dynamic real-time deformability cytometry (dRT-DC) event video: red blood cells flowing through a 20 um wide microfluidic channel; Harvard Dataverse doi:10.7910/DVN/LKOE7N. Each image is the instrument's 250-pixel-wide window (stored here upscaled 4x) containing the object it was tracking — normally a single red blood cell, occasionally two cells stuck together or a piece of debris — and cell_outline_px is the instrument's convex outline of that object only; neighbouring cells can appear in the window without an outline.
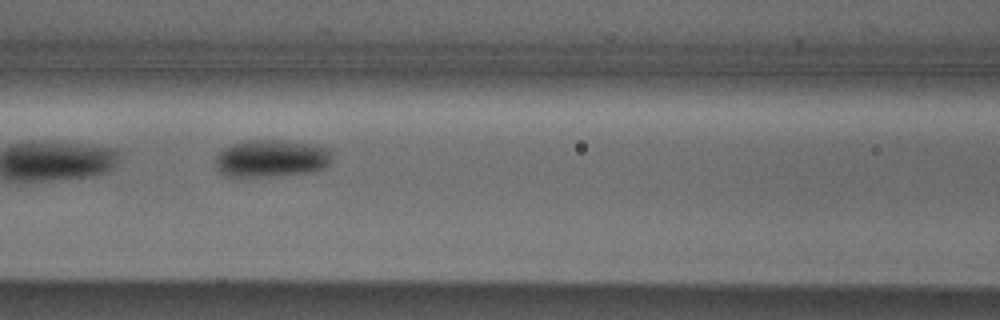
{"species": "Egyptian fruit bat (a non-hibernating species)", "species_latin": "Rousettus aegyptiacus", "temperature_condition": "cold", "stored_images_in_passage": 9, "camera_frame_rate_fps": 3000, "um_per_image_px": 0.085, "animal": {"sex": "male"}, "frame": {"image": 1, "passage_image": 7, "time_ms": 2.0, "image_size_px": [1000, 320], "cell_outline_px": [[332, 160], [324, 168], [308, 172], [256, 176], [224, 176], [216, 168], [216, 156], [224, 148], [232, 144], [244, 140], [284, 140], [316, 144], [332, 148]], "centroid_in_image_um": [23.1, 13.43], "position_along_channel_um": 143.5, "area_um2": 25.43}}
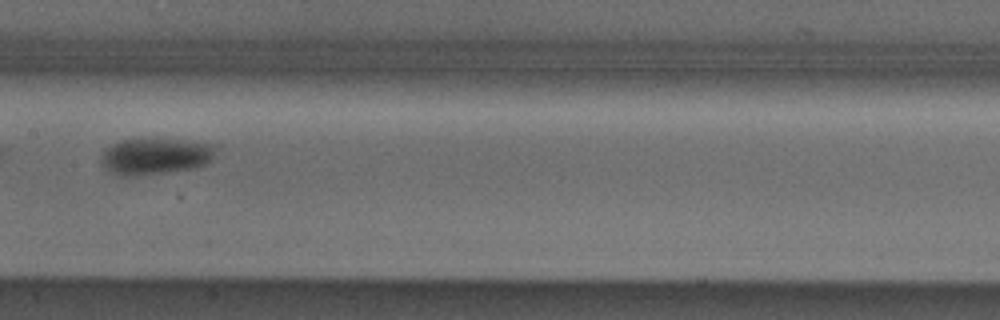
{"frame": {"image": 2, "passage_image": 8, "time_ms": 2.333, "image_size_px": [1000, 320], "cell_outline_px": [[220, 144], [212, 160], [204, 164], [192, 168], [136, 176], [120, 176], [112, 172], [100, 160], [104, 148], [120, 140], [180, 140]], "centroid_in_image_um": [13.25, 13.27], "position_along_channel_um": 194.1, "area_um2": 24.1}}
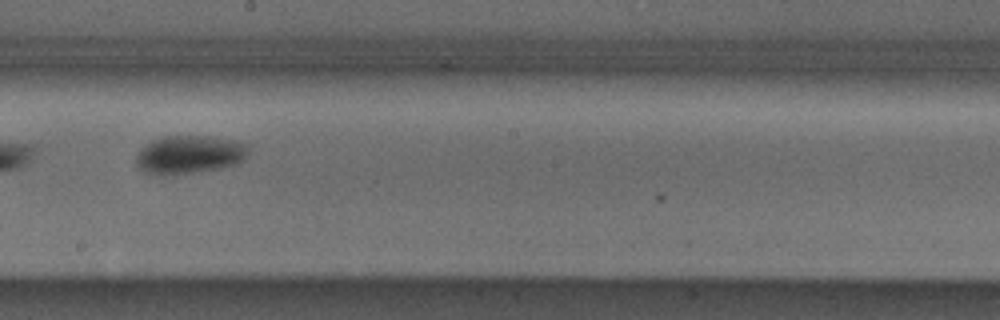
{"frame": {"image": 3, "passage_image": 9, "time_ms": 2.667, "image_size_px": [1000, 320], "cell_outline_px": [[248, 152], [244, 160], [236, 164], [220, 168], [192, 172], [160, 176], [144, 172], [136, 164], [136, 156], [144, 144], [160, 136], [208, 136], [232, 140], [244, 144], [248, 148]], "centroid_in_image_um": [16.04, 13.14], "position_along_channel_um": 232.2, "area_um2": 25.03}}